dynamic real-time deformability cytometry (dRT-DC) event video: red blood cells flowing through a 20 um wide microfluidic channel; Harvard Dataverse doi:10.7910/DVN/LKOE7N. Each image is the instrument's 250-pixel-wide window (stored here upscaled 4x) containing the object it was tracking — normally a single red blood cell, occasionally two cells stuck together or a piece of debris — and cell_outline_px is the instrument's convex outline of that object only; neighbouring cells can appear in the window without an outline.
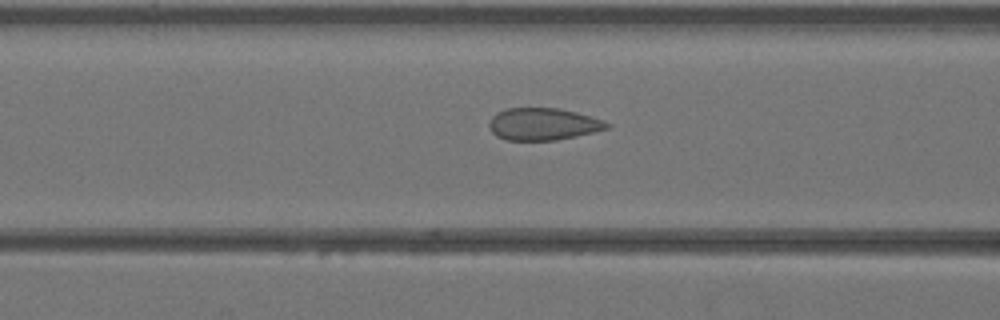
{"species": "Egyptian fruit bat (a non-hibernating species)", "species_latin": "Rousettus aegyptiacus", "temperature_condition": "warm", "stored_images_in_passage": 17, "camera_frame_rate_fps": 3000, "um_per_image_px": 0.085, "animal": {"sex": "female"}, "frame": {"image": 1, "passage_image": 10, "time_ms": 3.0, "image_size_px": [1000, 320], "cell_outline_px": [[612, 124], [608, 128], [576, 136], [556, 140], [508, 140], [496, 136], [492, 132], [488, 124], [492, 116], [496, 112], [508, 108], [556, 108], [576, 112], [604, 120]], "centroid_in_image_um": [46.15, 10.54], "position_along_channel_um": 120.4, "area_um2": 22.02}}
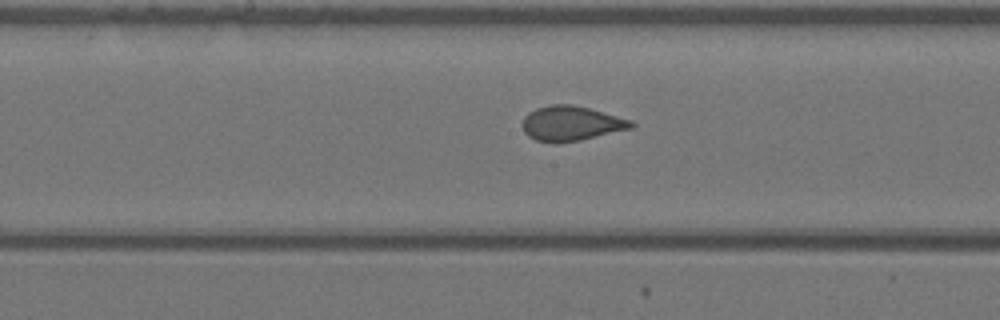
{"frame": {"image": 2, "passage_image": 15, "time_ms": 4.667, "image_size_px": [1000, 320], "cell_outline_px": [[636, 124], [632, 128], [580, 140], [556, 144], [536, 140], [528, 136], [524, 132], [520, 124], [524, 116], [528, 112], [536, 108], [552, 104], [572, 104], [588, 108], [632, 120]], "centroid_in_image_um": [48.5, 10.5], "position_along_channel_um": 199.7, "area_um2": 22.25}}